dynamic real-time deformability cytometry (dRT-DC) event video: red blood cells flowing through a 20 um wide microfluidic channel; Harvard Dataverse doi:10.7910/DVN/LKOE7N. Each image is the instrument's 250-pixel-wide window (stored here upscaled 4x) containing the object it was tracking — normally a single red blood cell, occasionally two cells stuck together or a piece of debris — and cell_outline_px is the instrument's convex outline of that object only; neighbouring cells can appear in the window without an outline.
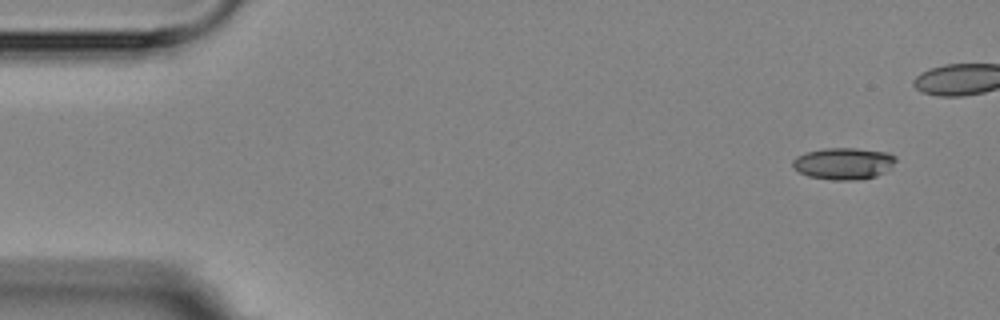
{"species": "Egyptian fruit bat (a non-hibernating species)", "species_latin": "Rousettus aegyptiacus", "temperature_condition": "room temperature", "stored_images_in_passage": 11, "segment_of_instrument_passage": [1, 2], "camera_frame_rate_fps": 3000, "um_per_image_px": 0.085, "animal": {"sex": "female"}, "frame": {"image": 1, "passage_image": 1, "time_ms": 0.0, "image_size_px": [1000, 320], "cell_outline_px": [[896, 160], [884, 172], [876, 176], [856, 180], [832, 180], [808, 176], [800, 172], [792, 164], [792, 160], [796, 156], [804, 152], [824, 148], [856, 148], [888, 152], [896, 156]], "centroid_in_image_um": [71.69, 13.89], "position_along_channel_um": 13.3, "area_um2": 19.07}}
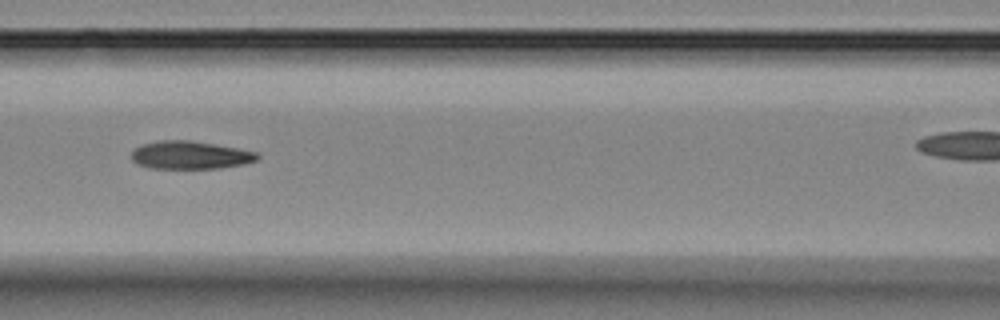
{"frame": {"image": 2, "passage_image": 7, "time_ms": 6.667, "image_size_px": [1000, 320], "cell_outline_px": [[260, 156], [256, 160], [244, 164], [220, 168], [148, 168], [136, 164], [132, 160], [132, 152], [140, 144], [160, 140], [192, 140], [216, 144], [260, 152]], "centroid_in_image_um": [16.18, 13.17], "position_along_channel_um": 150.4, "area_um2": 20.75}}
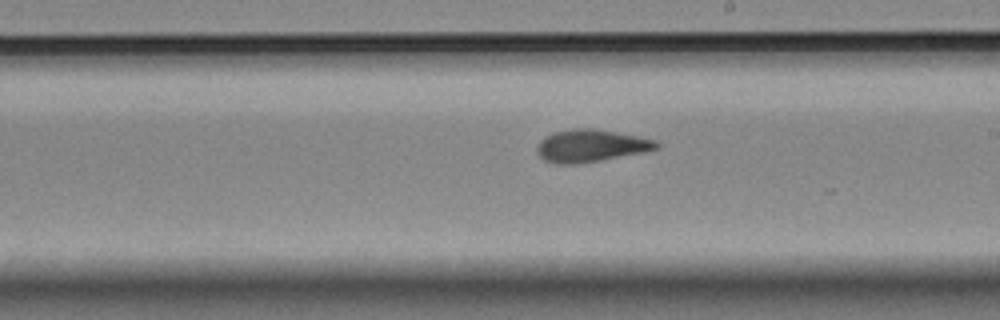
{"frame": {"image": 3, "passage_image": 10, "time_ms": 11.0, "image_size_px": [1000, 320], "cell_outline_px": [[660, 148], [644, 152], [600, 160], [576, 164], [560, 164], [544, 160], [540, 156], [536, 148], [540, 140], [544, 136], [556, 132], [576, 128], [592, 128], [616, 132], [656, 140], [660, 144]], "centroid_in_image_um": [50.23, 12.39], "position_along_channel_um": 238.8, "area_um2": 22.37}}